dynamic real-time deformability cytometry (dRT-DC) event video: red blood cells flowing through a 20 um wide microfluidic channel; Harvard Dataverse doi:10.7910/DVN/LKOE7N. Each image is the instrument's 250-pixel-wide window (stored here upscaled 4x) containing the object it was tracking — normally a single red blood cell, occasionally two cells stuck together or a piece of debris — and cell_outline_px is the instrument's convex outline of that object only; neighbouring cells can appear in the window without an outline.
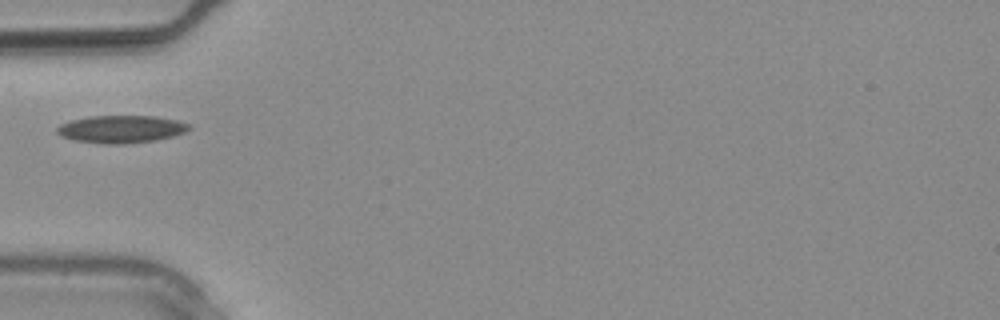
{"species": "common noctule bat (a hibernating species)", "species_latin": "Nyctalus noctula", "temperature_condition": "warm", "stored_images_in_passage": 1, "camera_frame_rate_fps": 3000, "um_per_image_px": 0.085, "animal": {"sex": "male", "body_mass_g": 20.4}, "frame": {"image": 1, "passage_image": 1, "time_ms": 0.0, "image_size_px": [1000, 320], "cell_outline_px": [[192, 128], [184, 132], [172, 136], [156, 140], [124, 144], [104, 144], [76, 140], [60, 136], [56, 132], [56, 128], [60, 124], [72, 120], [88, 116], [156, 116], [176, 120], [188, 124]], "centroid_in_image_um": [10.28, 10.97], "position_along_channel_um": 74.7, "area_um2": 21.15}}